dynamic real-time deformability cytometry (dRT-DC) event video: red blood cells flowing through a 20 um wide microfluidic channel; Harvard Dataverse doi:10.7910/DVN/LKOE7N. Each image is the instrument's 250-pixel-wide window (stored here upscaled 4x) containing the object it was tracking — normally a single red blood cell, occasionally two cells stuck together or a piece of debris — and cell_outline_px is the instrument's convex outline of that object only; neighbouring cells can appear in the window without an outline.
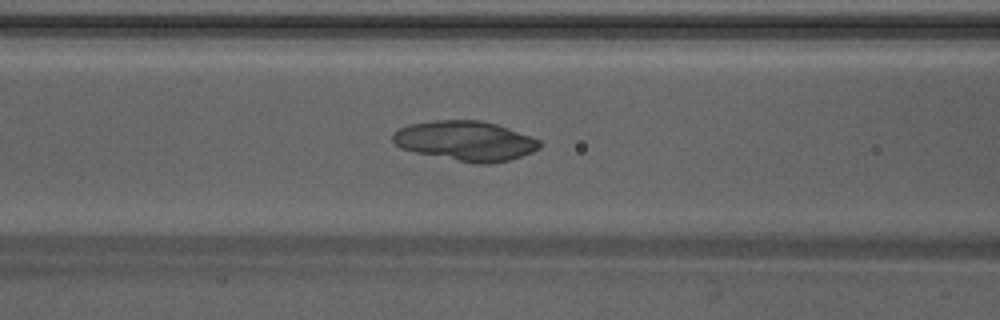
{"species": "Egyptian fruit bat (a non-hibernating species)", "species_latin": "Rousettus aegyptiacus", "temperature_condition": "warm", "stored_images_in_passage": 49, "camera_frame_rate_fps": 3000, "um_per_image_px": 0.085, "animal": {"sex": "male"}, "frame": {"image": 1, "passage_image": 21, "time_ms": 6.667, "image_size_px": [1000, 320], "cell_outline_px": [[540, 148], [532, 152], [508, 160], [488, 164], [476, 164], [416, 152], [400, 148], [392, 140], [392, 136], [400, 128], [412, 124], [436, 120], [480, 120], [496, 124], [508, 128], [540, 140]], "centroid_in_image_um": [39.57, 11.97], "position_along_channel_um": 127.0, "area_um2": 33.64}}
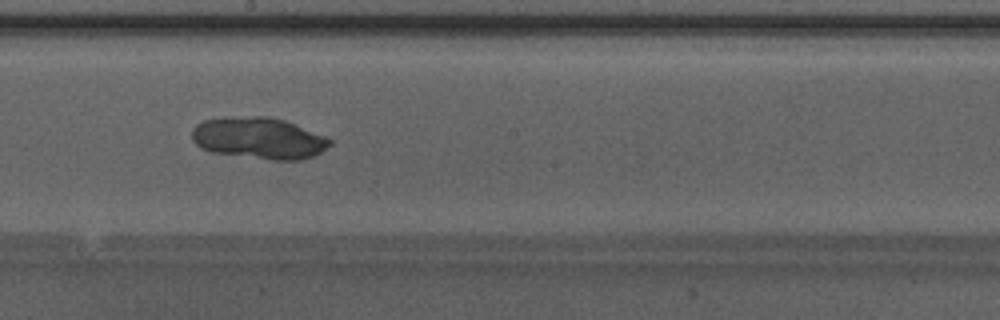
{"frame": {"image": 2, "passage_image": 28, "time_ms": 9.0, "image_size_px": [1000, 320], "cell_outline_px": [[332, 144], [316, 156], [300, 160], [272, 160], [212, 152], [200, 148], [192, 140], [192, 128], [196, 124], [204, 120], [224, 116], [268, 116], [284, 120], [324, 136], [332, 140]], "centroid_in_image_um": [21.98, 11.74], "position_along_channel_um": 226.2, "area_um2": 33.7}}
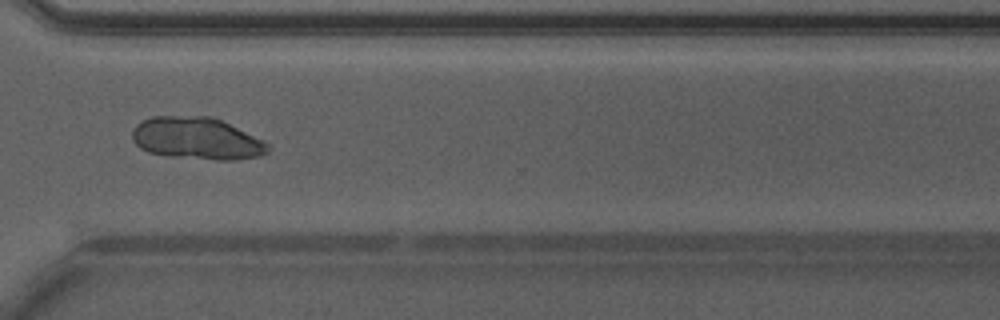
{"frame": {"image": 3, "passage_image": 37, "time_ms": 12.0, "image_size_px": [1000, 320], "cell_outline_px": [[268, 152], [260, 156], [236, 160], [216, 160], [172, 156], [148, 152], [140, 148], [132, 140], [132, 132], [136, 124], [140, 120], [152, 116], [212, 116], [264, 140], [268, 144]], "centroid_in_image_um": [16.71, 11.76], "position_along_channel_um": 353.9, "area_um2": 33.41}}